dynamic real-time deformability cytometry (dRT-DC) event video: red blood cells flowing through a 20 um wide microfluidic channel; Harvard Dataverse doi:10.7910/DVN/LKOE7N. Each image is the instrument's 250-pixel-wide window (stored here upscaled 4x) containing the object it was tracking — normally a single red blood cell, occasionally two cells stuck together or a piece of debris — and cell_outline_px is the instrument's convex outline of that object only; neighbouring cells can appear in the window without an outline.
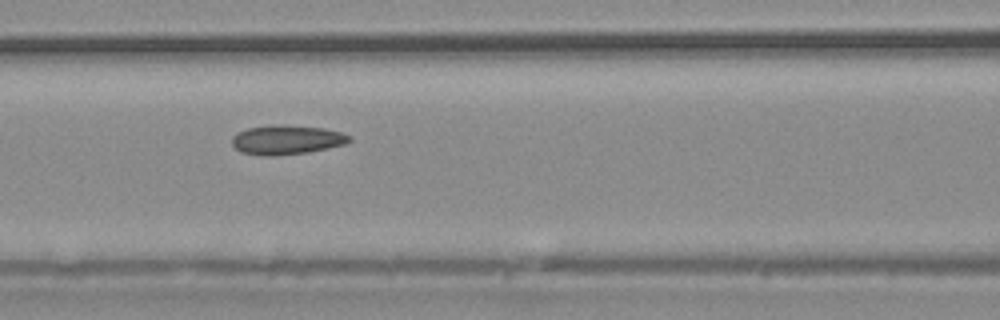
{"species": "common noctule bat (a hibernating species)", "species_latin": "Nyctalus noctula", "temperature_condition": "warm", "stored_images_in_passage": 39, "camera_frame_rate_fps": 3000, "um_per_image_px": 0.085, "animal": {"sex": "male", "body_mass_g": 20.4}, "frame": {"image": 1, "passage_image": 17, "time_ms": 5.333, "image_size_px": [1000, 320], "cell_outline_px": [[352, 140], [348, 144], [308, 152], [272, 156], [260, 156], [240, 152], [232, 144], [232, 136], [236, 132], [248, 128], [280, 124], [324, 128], [340, 132], [348, 136]], "centroid_in_image_um": [24.35, 11.89], "position_along_channel_um": 142.3, "area_um2": 20.17}}